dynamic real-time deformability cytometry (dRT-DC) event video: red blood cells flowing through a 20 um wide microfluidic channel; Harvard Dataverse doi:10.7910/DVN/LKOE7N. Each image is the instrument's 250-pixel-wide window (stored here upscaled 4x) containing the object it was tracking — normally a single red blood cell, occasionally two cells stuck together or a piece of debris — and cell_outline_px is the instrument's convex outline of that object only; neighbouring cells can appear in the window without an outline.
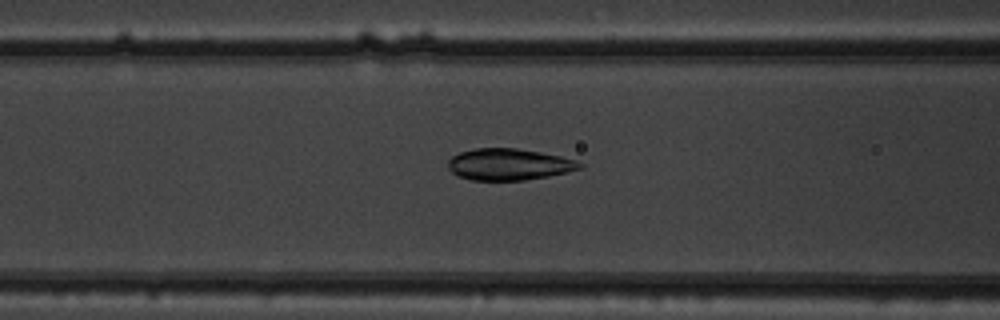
{"species": "common noctule bat (a hibernating species)", "species_latin": "Nyctalus noctula", "temperature_condition": "warm", "stored_images_in_passage": 44, "segment_of_instrument_passage": [1, 2], "camera_frame_rate_fps": 3000, "um_per_image_px": 0.085, "animal": {"sex": "male", "body_mass_g": 19.5, "forearm_length_mm": 54.6}, "frame": {"image": 1, "passage_image": 17, "time_ms": 5.333, "image_size_px": [1000, 320], "cell_outline_px": [[584, 168], [548, 176], [524, 180], [472, 180], [456, 176], [448, 168], [448, 160], [452, 156], [460, 152], [476, 148], [516, 148], [540, 152], [560, 156], [576, 160], [584, 164]], "centroid_in_image_um": [43.25, 13.97], "position_along_channel_um": 123.3, "area_um2": 24.28}}
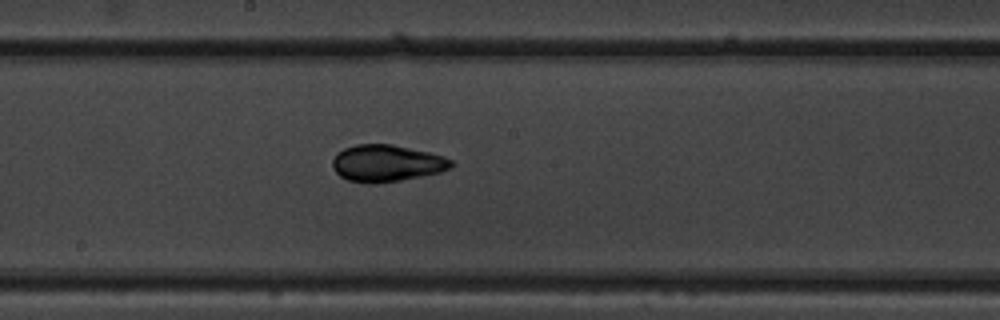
{"frame": {"image": 2, "passage_image": 24, "time_ms": 7.667, "image_size_px": [1000, 320], "cell_outline_px": [[456, 164], [440, 172], [400, 180], [372, 184], [368, 184], [348, 180], [340, 176], [332, 168], [332, 160], [336, 152], [344, 148], [356, 144], [392, 144], [428, 152], [444, 156], [452, 160]], "centroid_in_image_um": [32.83, 13.87], "position_along_channel_um": 215.4, "area_um2": 25.55}}
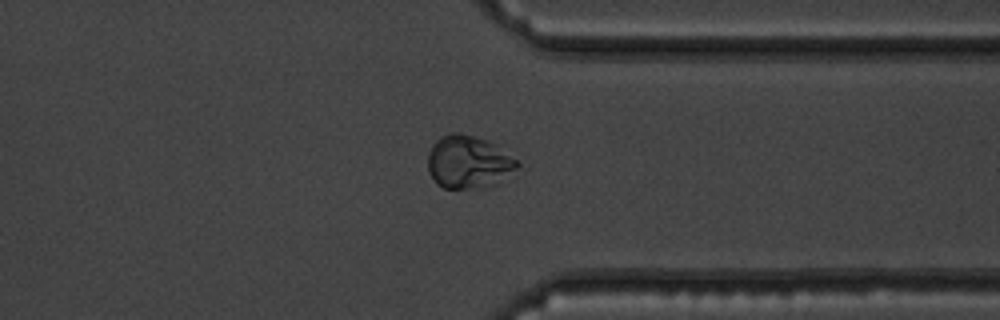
{"frame": {"image": 3, "passage_image": 36, "time_ms": 11.667, "image_size_px": [1000, 320], "cell_outline_px": [[520, 164], [516, 168], [496, 184], [488, 188], [444, 188], [436, 184], [428, 168], [428, 152], [432, 144], [440, 136], [452, 132], [460, 132], [488, 140], [500, 144]], "centroid_in_image_um": [39.83, 13.75], "position_along_channel_um": 371.6, "area_um2": 27.98}}